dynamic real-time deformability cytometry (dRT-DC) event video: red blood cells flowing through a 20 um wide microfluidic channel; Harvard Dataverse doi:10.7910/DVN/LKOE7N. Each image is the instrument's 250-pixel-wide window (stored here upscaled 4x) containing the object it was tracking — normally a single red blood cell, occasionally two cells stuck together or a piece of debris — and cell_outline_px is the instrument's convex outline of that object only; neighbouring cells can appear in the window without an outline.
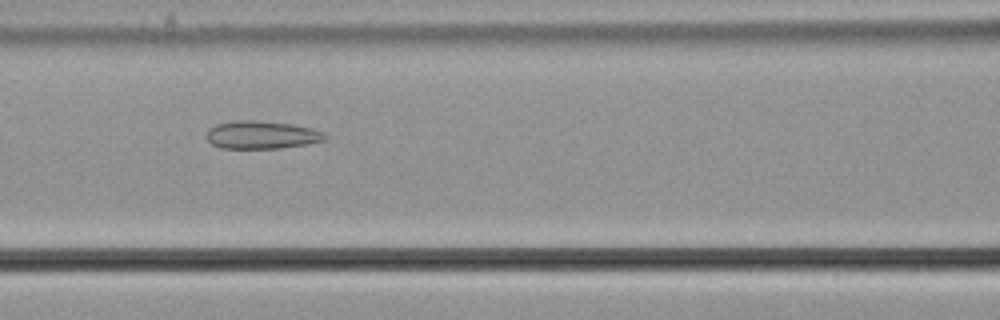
{"species": "common noctule bat (a hibernating species)", "species_latin": "Nyctalus noctula", "temperature_condition": "cold", "stored_images_in_passage": 51, "camera_frame_rate_fps": 3000, "um_per_image_px": 0.085, "animal": {"sex": "male", "body_mass_g": 21.5, "forearm_length_mm": 52.0}, "frame": {"image": 1, "passage_image": 20, "time_ms": 6.333, "image_size_px": [1000, 320], "cell_outline_px": [[328, 140], [308, 144], [280, 148], [220, 148], [212, 144], [204, 136], [208, 128], [216, 124], [236, 120], [252, 120], [292, 124], [312, 128], [324, 132], [328, 136]], "centroid_in_image_um": [22.25, 11.46], "position_along_channel_um": 144.4, "area_um2": 19.54}}
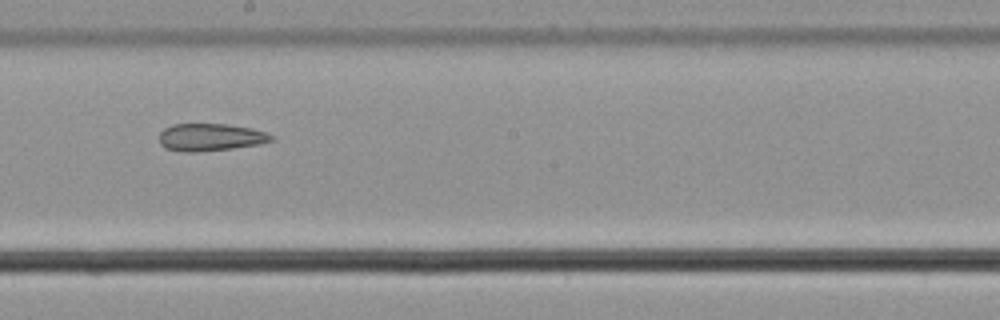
{"frame": {"image": 2, "passage_image": 27, "time_ms": 8.667, "image_size_px": [1000, 320], "cell_outline_px": [[276, 140], [260, 144], [232, 148], [196, 152], [184, 152], [164, 148], [160, 144], [160, 132], [164, 128], [172, 124], [224, 124], [252, 128], [276, 136]], "centroid_in_image_um": [17.9, 11.66], "position_along_channel_um": 230.3, "area_um2": 18.03}}
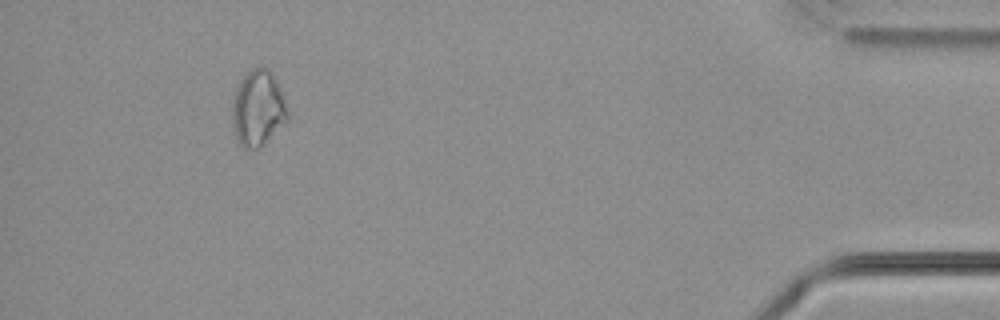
{"frame": {"image": 3, "passage_image": 47, "time_ms": 15.333, "image_size_px": [1000, 320], "cell_outline_px": [[288, 120], [264, 144], [256, 148], [244, 148], [240, 144], [236, 136], [232, 120], [232, 96], [240, 80], [248, 68], [268, 68], [272, 72], [280, 88], [288, 112]], "centroid_in_image_um": [21.91, 9.17], "position_along_channel_um": 413.3, "area_um2": 24.51}, "authors_computed_cell_mechanics": {"area_um2": 21.0392, "velocity_mm_per_s": 3.6995, "shape_relaxation_time_tau1_ms": null, "shape_relaxation_time_tau2_ms": 10.1149, "deformation_change_tau1": null, "deformation_change_tau2": 0.1834}}